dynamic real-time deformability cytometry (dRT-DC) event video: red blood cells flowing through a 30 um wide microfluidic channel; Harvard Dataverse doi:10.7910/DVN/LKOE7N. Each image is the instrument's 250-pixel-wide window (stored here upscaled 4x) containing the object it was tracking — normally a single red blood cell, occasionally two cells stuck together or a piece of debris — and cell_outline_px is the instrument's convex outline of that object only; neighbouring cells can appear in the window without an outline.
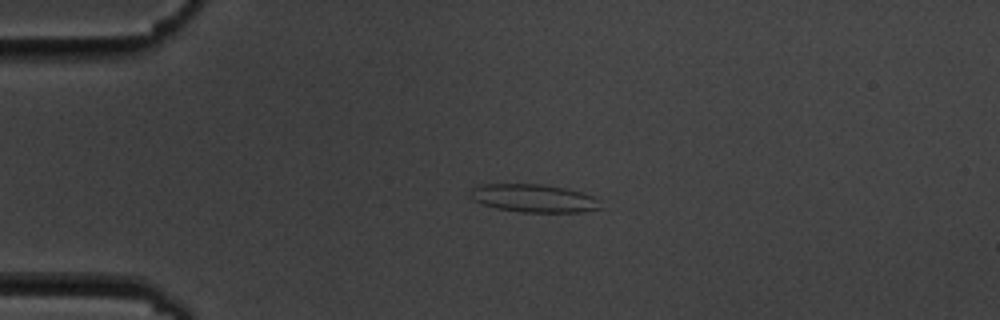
{"species": "common noctule bat (a hibernating species)", "species_latin": "Nyctalus noctula", "temperature_condition": "cold", "stored_images_in_passage": 4, "camera_frame_rate_fps": 3000, "um_per_image_px": 0.085, "animal": {"sex": "male", "body_mass_g": 19.5, "forearm_length_mm": 54.6}, "frame": {"image": 1, "passage_image": 3, "time_ms": 2.333, "image_size_px": [1000, 320], "cell_outline_px": [[604, 208], [584, 212], [520, 212], [496, 208], [472, 200], [468, 196], [472, 188], [480, 184], [544, 184], [564, 188], [580, 192], [592, 196]], "centroid_in_image_um": [45.34, 16.85], "position_along_channel_um": 39.7, "area_um2": 21.33}}